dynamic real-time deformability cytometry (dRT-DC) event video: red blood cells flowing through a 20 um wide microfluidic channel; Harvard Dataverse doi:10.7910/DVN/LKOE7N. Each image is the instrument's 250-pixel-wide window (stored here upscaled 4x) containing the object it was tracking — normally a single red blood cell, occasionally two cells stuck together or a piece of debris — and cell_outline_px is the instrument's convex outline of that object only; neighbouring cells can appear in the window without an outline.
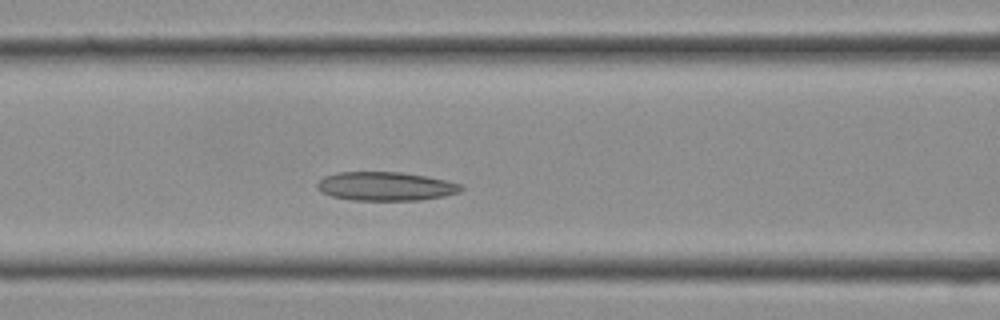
{"species": "Egyptian fruit bat (a non-hibernating species)", "species_latin": "Rousettus aegyptiacus", "temperature_condition": "cold", "stored_images_in_passage": 12, "camera_frame_rate_fps": 3000, "um_per_image_px": 0.085, "frame": {"image": 1, "passage_image": 10, "time_ms": 3.0, "image_size_px": [1000, 320], "cell_outline_px": [[464, 188], [460, 192], [444, 196], [420, 200], [352, 200], [332, 196], [320, 192], [316, 188], [316, 184], [324, 176], [336, 172], [400, 172], [424, 176], [444, 180], [460, 184]], "centroid_in_image_um": [32.74, 15.84], "position_along_channel_um": 133.9, "area_um2": 24.1}}
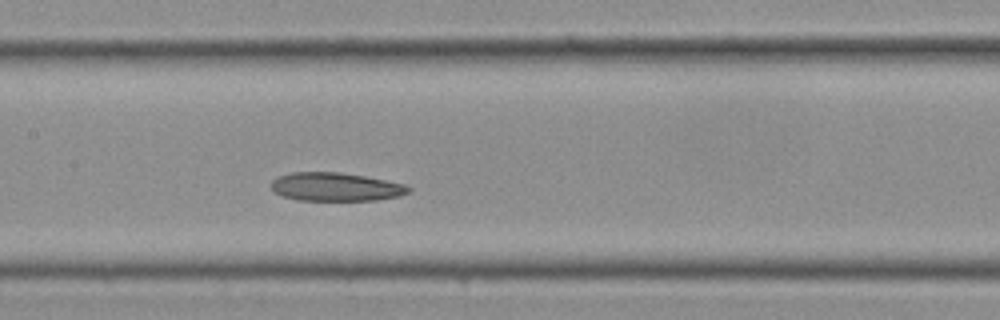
{"frame": {"image": 2, "passage_image": 12, "time_ms": 3.667, "image_size_px": [1000, 320], "cell_outline_px": [[412, 188], [408, 192], [400, 196], [376, 200], [296, 200], [284, 196], [276, 192], [272, 188], [272, 180], [276, 176], [292, 172], [340, 172], [364, 176], [404, 184]], "centroid_in_image_um": [28.52, 15.88], "position_along_channel_um": 178.9, "area_um2": 22.66}}